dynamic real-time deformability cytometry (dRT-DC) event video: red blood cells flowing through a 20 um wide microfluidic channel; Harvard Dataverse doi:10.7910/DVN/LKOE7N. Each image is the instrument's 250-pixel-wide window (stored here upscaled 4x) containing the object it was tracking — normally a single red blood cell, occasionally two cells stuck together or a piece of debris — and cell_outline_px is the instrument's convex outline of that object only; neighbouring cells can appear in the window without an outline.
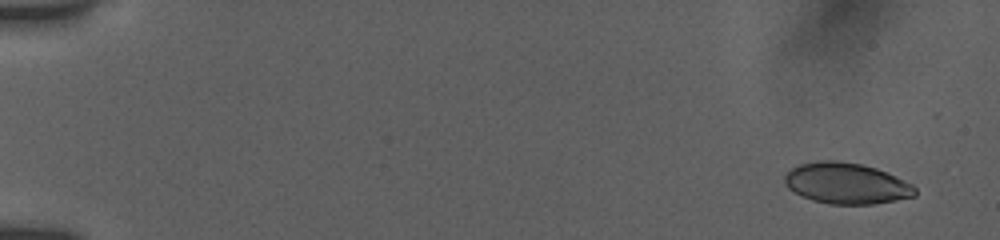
{"species": "human", "species_latin": "Homo sapiens", "temperature_condition": "room temperature", "stored_images_in_passage": 13, "camera_frame_rate_fps": 3000, "um_per_image_px": 0.085, "donor": {"sex": "female"}, "frame": {"image": 1, "passage_image": 2, "time_ms": 0.667, "image_size_px": [1000, 240], "cell_outline_px": [[916, 196], [896, 200], [872, 204], [828, 204], [812, 200], [788, 188], [784, 184], [784, 176], [792, 168], [800, 164], [824, 160], [836, 160], [860, 164], [876, 168], [896, 176], [912, 184], [916, 188]], "centroid_in_image_um": [71.96, 15.59], "position_along_channel_um": 13.0, "area_um2": 31.04}}
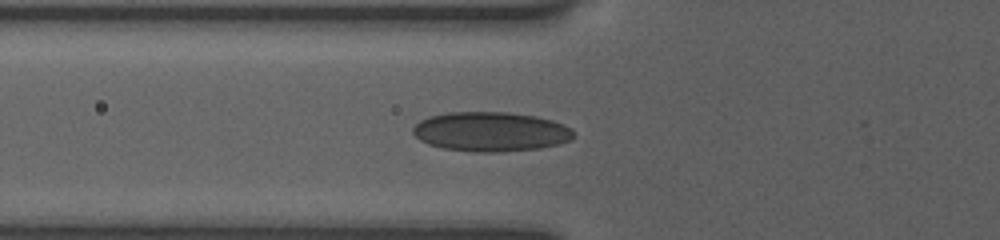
{"frame": {"image": 2, "passage_image": 10, "time_ms": 6.667, "image_size_px": [1000, 240], "cell_outline_px": [[572, 140], [560, 144], [540, 148], [504, 152], [472, 152], [444, 148], [428, 144], [420, 140], [412, 132], [412, 128], [420, 120], [428, 116], [448, 112], [508, 112], [536, 116], [552, 120], [564, 124], [572, 128]], "centroid_in_image_um": [41.72, 11.19], "position_along_channel_um": 84.1, "area_um2": 37.28}}
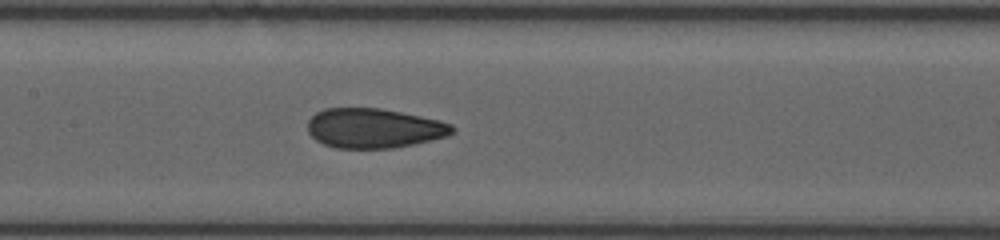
{"frame": {"image": 3, "passage_image": 13, "time_ms": 9.0, "image_size_px": [1000, 240], "cell_outline_px": [[456, 128], [448, 136], [412, 144], [392, 148], [336, 148], [324, 144], [316, 140], [308, 132], [308, 120], [316, 112], [324, 108], [380, 108], [440, 120], [452, 124]], "centroid_in_image_um": [31.78, 10.89], "position_along_channel_um": 175.6, "area_um2": 33.35}}